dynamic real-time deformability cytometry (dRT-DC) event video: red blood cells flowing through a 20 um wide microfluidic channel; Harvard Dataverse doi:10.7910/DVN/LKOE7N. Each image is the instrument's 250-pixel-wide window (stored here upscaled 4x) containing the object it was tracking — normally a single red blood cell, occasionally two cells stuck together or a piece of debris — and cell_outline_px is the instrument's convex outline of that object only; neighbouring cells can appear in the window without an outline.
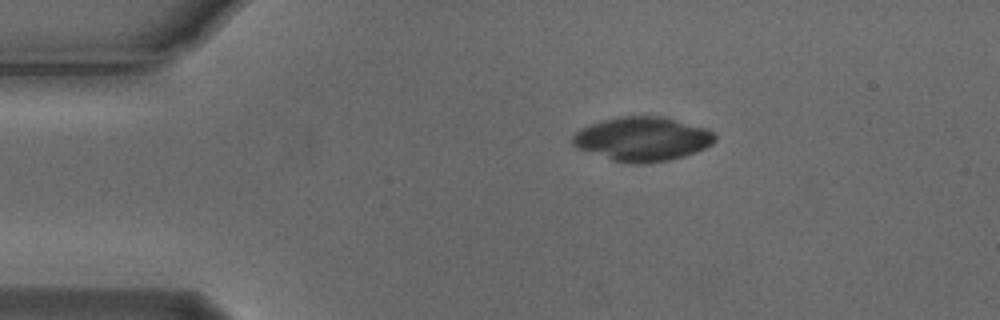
{"species": "Egyptian fruit bat (a non-hibernating species)", "species_latin": "Rousettus aegyptiacus", "temperature_condition": "cold", "stored_images_in_passage": 2, "camera_frame_rate_fps": 3000, "um_per_image_px": 0.085, "animal": {"sex": "male"}, "frame": {"image": 1, "passage_image": 1, "time_ms": 0.0, "image_size_px": [1000, 320], "cell_outline_px": [[716, 140], [712, 144], [696, 152], [684, 156], [668, 160], [648, 164], [632, 164], [612, 160], [576, 148], [572, 144], [572, 136], [580, 128], [604, 120], [620, 116], [660, 116], [704, 128], [712, 132], [716, 136]], "centroid_in_image_um": [54.58, 11.83], "position_along_channel_um": 30.4, "area_um2": 36.41}}